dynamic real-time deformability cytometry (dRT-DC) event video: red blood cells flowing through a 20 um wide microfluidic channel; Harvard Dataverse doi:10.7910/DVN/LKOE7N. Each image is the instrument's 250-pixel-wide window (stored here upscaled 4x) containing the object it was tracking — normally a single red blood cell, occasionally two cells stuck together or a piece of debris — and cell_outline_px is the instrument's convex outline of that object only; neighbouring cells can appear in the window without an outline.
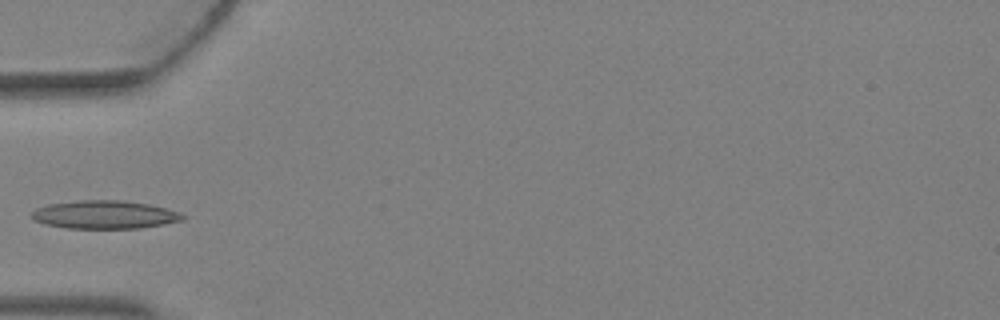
{"species": "Egyptian fruit bat (a non-hibernating species)", "species_latin": "Rousettus aegyptiacus", "temperature_condition": "warm", "stored_images_in_passage": 2, "camera_frame_rate_fps": 3000, "um_per_image_px": 0.085, "animal": {"sex": "female"}, "frame": {"image": 1, "passage_image": 2, "time_ms": 0.333, "image_size_px": [1000, 320], "cell_outline_px": [[184, 220], [164, 224], [140, 228], [68, 228], [44, 224], [36, 220], [32, 216], [32, 212], [36, 208], [48, 204], [76, 200], [120, 200], [148, 204], [180, 212], [184, 216]], "centroid_in_image_um": [8.89, 18.24], "position_along_channel_um": 76.1, "area_um2": 24.68}}